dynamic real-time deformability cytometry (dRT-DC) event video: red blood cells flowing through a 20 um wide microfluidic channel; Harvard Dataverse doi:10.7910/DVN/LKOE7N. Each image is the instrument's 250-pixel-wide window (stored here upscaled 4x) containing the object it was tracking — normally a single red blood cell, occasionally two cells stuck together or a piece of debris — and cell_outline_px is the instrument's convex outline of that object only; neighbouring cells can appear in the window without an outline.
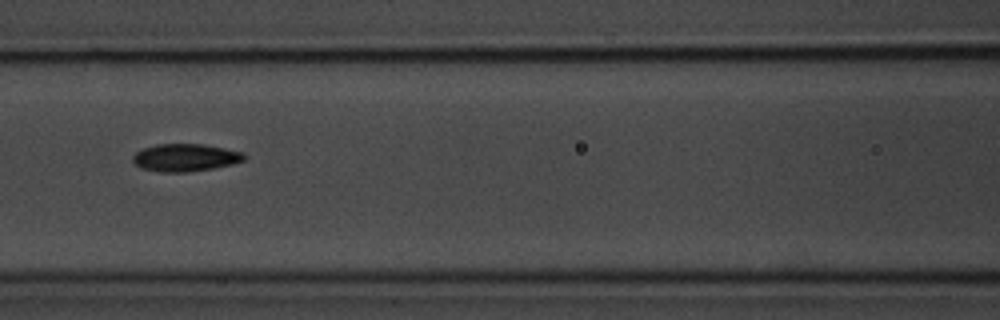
{"species": "common noctule bat (a hibernating species)", "species_latin": "Nyctalus noctula", "temperature_condition": "room temperature", "stored_images_in_passage": 4, "camera_frame_rate_fps": 3000, "um_per_image_px": 0.085, "animal": {"sex": "male", "body_mass_g": 20.1, "forearm_length_mm": 53.5}, "frame": {"image": 1, "passage_image": 3, "time_ms": 2.333, "image_size_px": [1000, 320], "cell_outline_px": [[248, 156], [244, 160], [232, 164], [216, 168], [188, 172], [160, 172], [140, 168], [132, 160], [132, 156], [136, 152], [144, 148], [156, 144], [204, 144], [244, 152]], "centroid_in_image_um": [15.77, 13.4], "position_along_channel_um": 150.8, "area_um2": 18.09}}
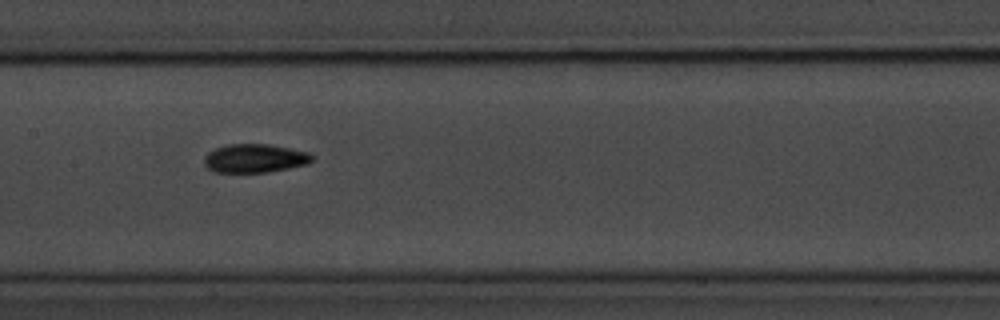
{"frame": {"image": 2, "passage_image": 4, "time_ms": 3.333, "image_size_px": [1000, 320], "cell_outline_px": [[312, 160], [308, 164], [268, 172], [212, 172], [204, 164], [204, 156], [208, 152], [216, 148], [228, 144], [268, 144], [308, 152], [312, 156]], "centroid_in_image_um": [21.62, 13.46], "position_along_channel_um": 185.8, "area_um2": 17.92}}